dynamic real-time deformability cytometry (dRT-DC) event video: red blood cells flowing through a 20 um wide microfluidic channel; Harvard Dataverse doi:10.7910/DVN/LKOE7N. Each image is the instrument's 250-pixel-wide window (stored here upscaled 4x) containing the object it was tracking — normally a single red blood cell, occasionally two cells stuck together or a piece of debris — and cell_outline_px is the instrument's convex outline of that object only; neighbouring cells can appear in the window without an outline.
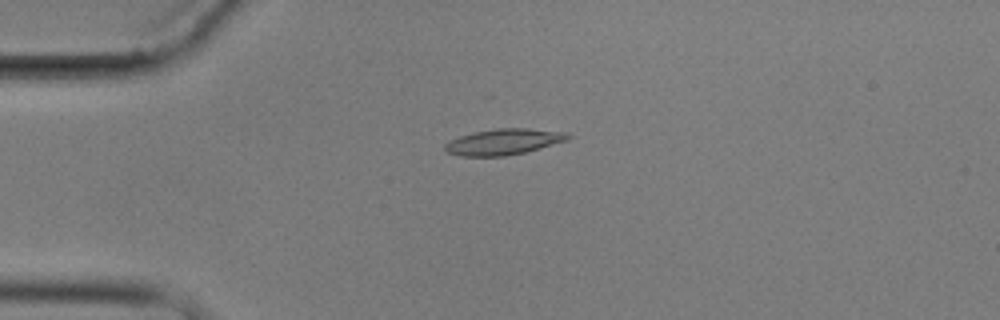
{"species": "common noctule bat (a hibernating species)", "species_latin": "Nyctalus noctula", "temperature_condition": "cold", "stored_images_in_passage": 3, "camera_frame_rate_fps": 3000, "um_per_image_px": 0.085, "animal": {"sex": "male", "body_mass_g": 17.9}, "frame": {"image": 1, "passage_image": 2, "time_ms": 1.333, "image_size_px": [1000, 320], "cell_outline_px": [[572, 136], [568, 140], [524, 152], [504, 156], [460, 156], [448, 152], [444, 148], [444, 144], [448, 140], [472, 132], [496, 128], [528, 128], [568, 132]], "centroid_in_image_um": [42.8, 12.04], "position_along_channel_um": 42.2, "area_um2": 18.67}}